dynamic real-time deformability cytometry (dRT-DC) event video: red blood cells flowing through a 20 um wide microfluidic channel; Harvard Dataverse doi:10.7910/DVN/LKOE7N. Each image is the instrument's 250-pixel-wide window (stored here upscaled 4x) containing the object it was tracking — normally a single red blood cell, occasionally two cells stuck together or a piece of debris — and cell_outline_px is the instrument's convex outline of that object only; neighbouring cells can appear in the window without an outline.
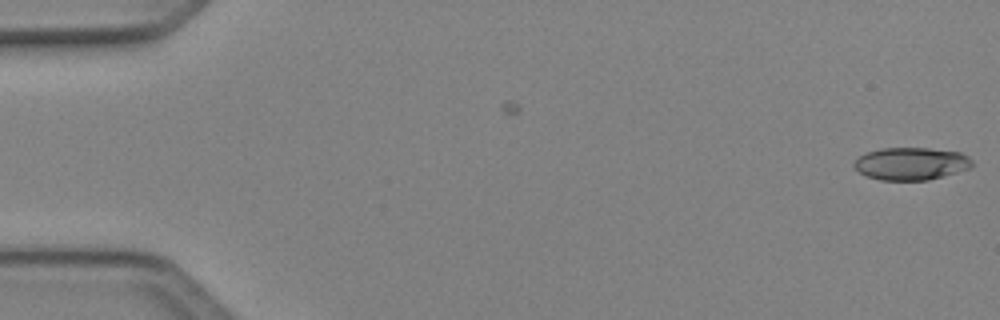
{"species": "Egyptian fruit bat (a non-hibernating species)", "species_latin": "Rousettus aegyptiacus", "temperature_condition": "cold", "stored_images_in_passage": 6, "camera_frame_rate_fps": 3000, "um_per_image_px": 0.085, "animal": {"sex": "female"}, "frame": {"image": 1, "passage_image": 6, "time_ms": 1.667, "image_size_px": [1000, 320], "cell_outline_px": [[972, 168], [928, 180], [880, 180], [868, 176], [860, 172], [852, 164], [864, 152], [880, 148], [928, 148], [960, 152], [968, 156], [972, 160]], "centroid_in_image_um": [77.45, 13.9], "position_along_channel_um": 7.5, "area_um2": 22.43}}